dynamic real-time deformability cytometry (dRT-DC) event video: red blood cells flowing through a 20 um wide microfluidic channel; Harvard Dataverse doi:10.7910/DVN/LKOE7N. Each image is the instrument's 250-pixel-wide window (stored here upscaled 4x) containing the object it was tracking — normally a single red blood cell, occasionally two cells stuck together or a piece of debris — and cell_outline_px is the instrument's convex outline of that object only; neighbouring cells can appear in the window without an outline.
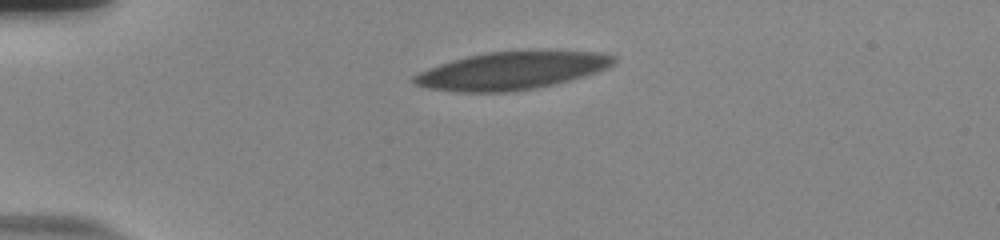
{"species": "human", "species_latin": "Homo sapiens", "temperature_condition": "room temperature", "stored_images_in_passage": 43, "camera_frame_rate_fps": 3000, "um_per_image_px": 0.085, "donor": {"sex": "male"}, "frame": {"image": 1, "passage_image": 1, "time_ms": 0.0, "image_size_px": [1000, 240], "cell_outline_px": [[616, 60], [608, 68], [584, 76], [556, 84], [536, 88], [512, 92], [456, 92], [428, 88], [416, 84], [412, 80], [412, 76], [420, 72], [452, 60], [468, 56], [488, 52], [596, 52], [616, 56]], "centroid_in_image_um": [43.48, 6.03], "position_along_channel_um": 41.5, "area_um2": 43.23}}
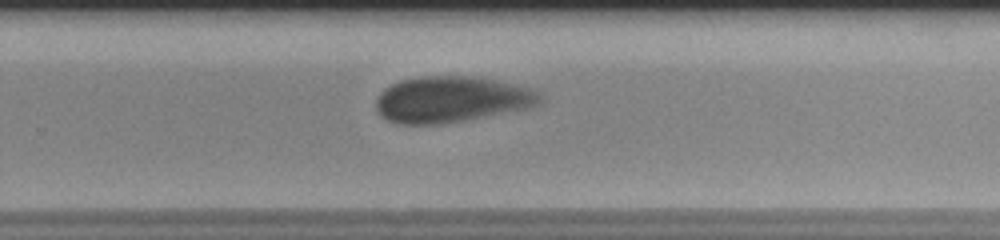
{"frame": {"image": 2, "passage_image": 25, "time_ms": 8.0, "image_size_px": [1000, 240], "cell_outline_px": [[540, 104], [528, 108], [464, 120], [436, 124], [396, 124], [380, 116], [376, 112], [376, 100], [380, 92], [384, 88], [400, 80], [420, 76], [476, 76], [532, 88], [540, 92]], "centroid_in_image_um": [38.33, 8.44], "position_along_channel_um": 291.5, "area_um2": 44.1}}
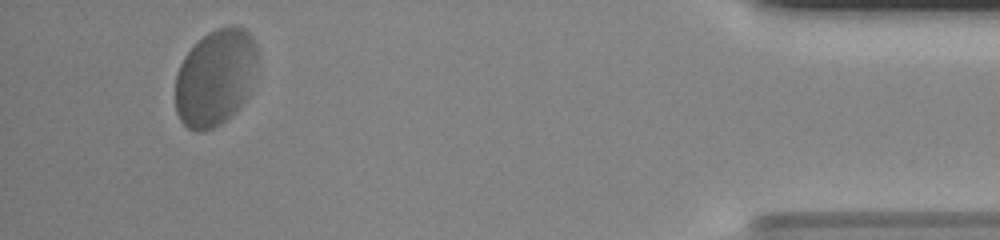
{"frame": {"image": 3, "passage_image": 40, "time_ms": 13.0, "image_size_px": [1000, 240], "cell_outline_px": [[256, 64], [248, 96], [220, 124], [204, 132], [196, 132], [188, 128], [180, 120], [176, 112], [176, 76], [180, 64], [184, 56], [208, 32], [216, 28], [236, 24], [244, 28], [252, 36], [256, 44]], "centroid_in_image_um": [18.29, 6.57], "position_along_channel_um": 416.9, "area_um2": 45.95}, "authors_computed_cell_mechanics": {"area_um2": 44.8528, "velocity_mm_per_s": 3.6581, "shape_relaxation_time_tau1_ms": 3.893, "shape_relaxation_time_tau2_ms": 0.7931, "deformation_change_tau1": 0.1346, "deformation_change_tau2": 0.0641}}